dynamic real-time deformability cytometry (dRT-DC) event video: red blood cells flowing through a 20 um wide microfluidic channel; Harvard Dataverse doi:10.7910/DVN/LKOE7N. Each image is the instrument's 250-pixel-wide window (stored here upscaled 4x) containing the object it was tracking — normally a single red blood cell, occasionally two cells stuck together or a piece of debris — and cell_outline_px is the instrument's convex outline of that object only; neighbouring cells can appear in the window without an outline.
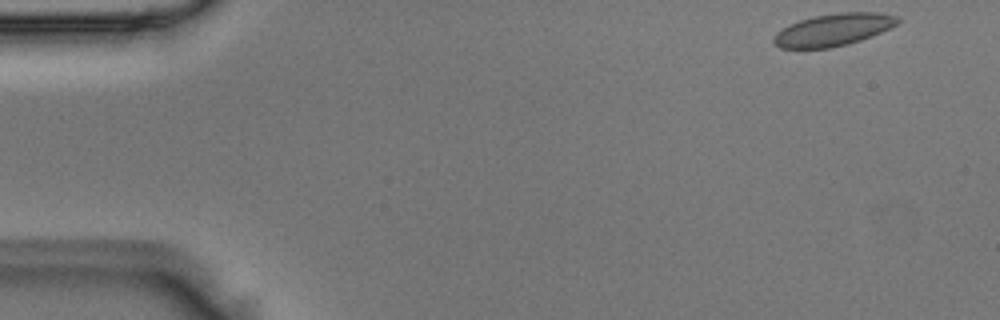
{"species": "Egyptian fruit bat (a non-hibernating species)", "species_latin": "Rousettus aegyptiacus", "temperature_condition": "room temperature", "stored_images_in_passage": 45, "camera_frame_rate_fps": 3000, "um_per_image_px": 0.085, "animal": {"sex": "male"}, "frame": {"image": 1, "passage_image": 1, "time_ms": 0.0, "image_size_px": [1000, 320], "cell_outline_px": [[900, 20], [896, 24], [872, 36], [848, 44], [828, 48], [780, 48], [772, 40], [776, 32], [788, 24], [800, 20], [816, 16], [840, 12], [880, 12], [900, 16]], "centroid_in_image_um": [70.84, 2.52], "position_along_channel_um": 14.2, "area_um2": 23.24}}
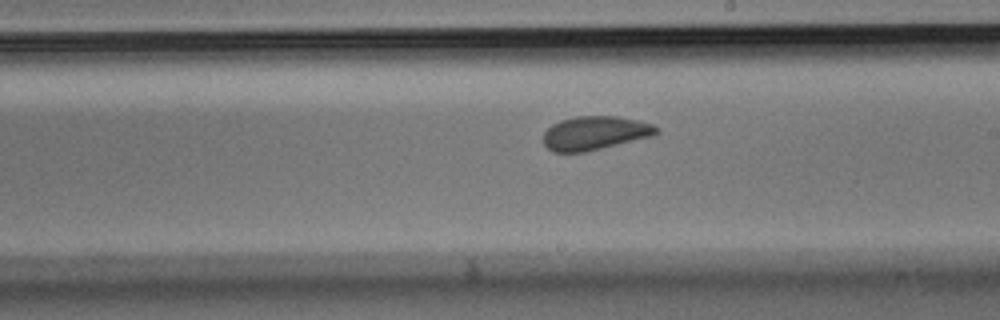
{"frame": {"image": 2, "passage_image": 26, "time_ms": 8.333, "image_size_px": [1000, 320], "cell_outline_px": [[660, 132], [652, 136], [584, 152], [552, 152], [544, 144], [544, 132], [552, 124], [560, 120], [576, 116], [616, 116], [636, 120], [652, 124], [660, 128]], "centroid_in_image_um": [50.56, 11.3], "position_along_channel_um": 238.4, "area_um2": 22.14}}
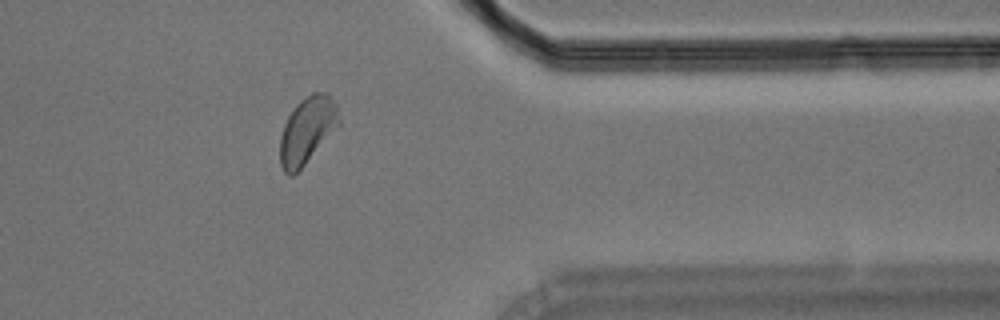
{"frame": {"image": 3, "passage_image": 38, "time_ms": 12.333, "image_size_px": [1000, 320], "cell_outline_px": [[340, 124], [304, 164], [292, 176], [288, 176], [284, 172], [280, 164], [280, 136], [284, 124], [292, 108], [300, 100], [312, 92], [328, 92], [336, 104], [340, 120]], "centroid_in_image_um": [26.1, 11.04], "position_along_channel_um": 385.3, "area_um2": 22.83}}